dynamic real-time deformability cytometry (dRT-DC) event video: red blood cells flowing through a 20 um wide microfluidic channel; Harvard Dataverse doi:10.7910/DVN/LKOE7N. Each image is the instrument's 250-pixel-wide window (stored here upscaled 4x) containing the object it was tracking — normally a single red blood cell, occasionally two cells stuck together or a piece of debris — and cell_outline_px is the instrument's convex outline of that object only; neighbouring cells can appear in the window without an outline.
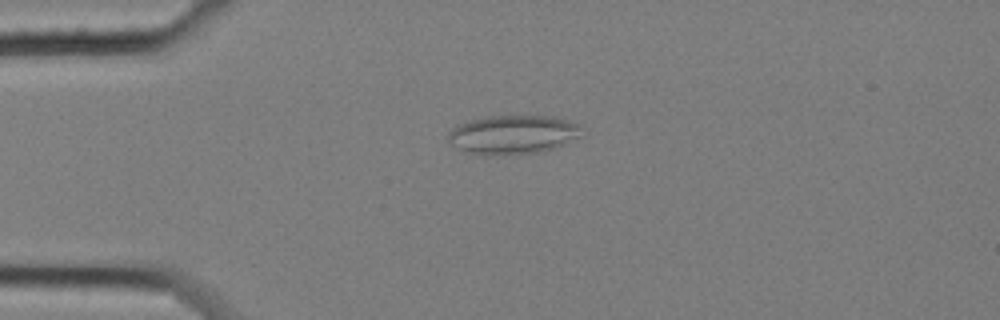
{"species": "common noctule bat (a hibernating species)", "species_latin": "Nyctalus noctula", "temperature_condition": "cold", "stored_images_in_passage": 58, "camera_frame_rate_fps": 3000, "um_per_image_px": 0.085, "animal": {"sex": "female", "body_mass_g": 25.1}, "frame": {"image": 1, "passage_image": 14, "time_ms": 4.333, "image_size_px": [1000, 320], "cell_outline_px": [[580, 124], [576, 136], [564, 144], [556, 148], [536, 152], [484, 156], [468, 152], [448, 144], [448, 132], [452, 128], [460, 124], [484, 116], [556, 116]], "centroid_in_image_um": [43.53, 11.44], "position_along_channel_um": 41.5, "area_um2": 30.06}}
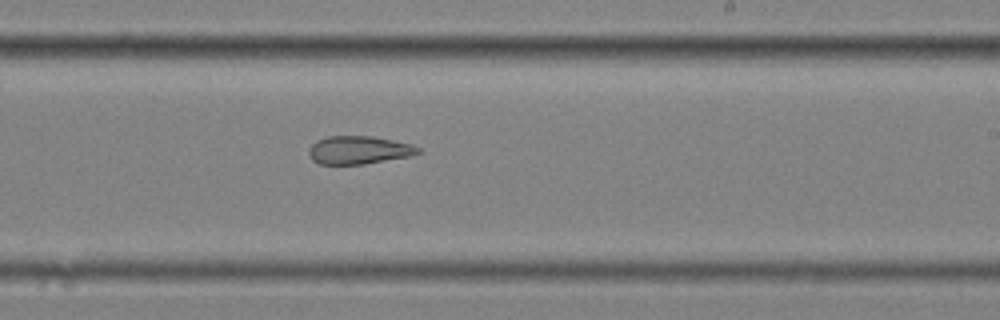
{"frame": {"image": 2, "passage_image": 35, "time_ms": 11.333, "image_size_px": [1000, 320], "cell_outline_px": [[420, 152], [408, 156], [364, 164], [320, 164], [312, 160], [308, 152], [308, 148], [316, 140], [328, 136], [372, 136], [412, 144], [420, 148]], "centroid_in_image_um": [30.46, 12.75], "position_along_channel_um": 258.5, "area_um2": 17.8}}
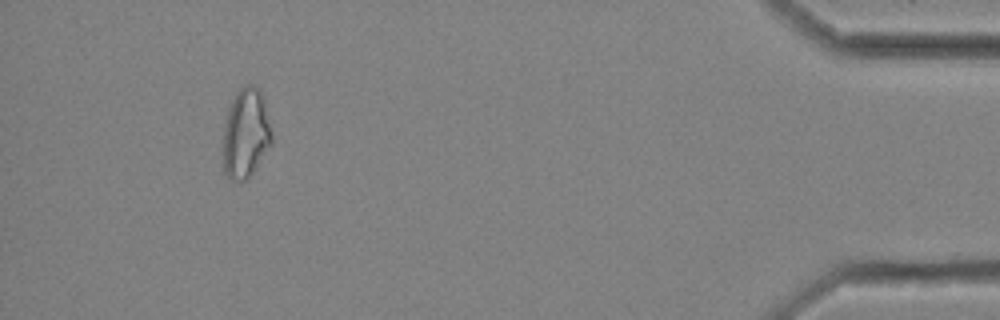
{"frame": {"image": 3, "passage_image": 54, "time_ms": 17.667, "image_size_px": [1000, 320], "cell_outline_px": [[272, 144], [252, 172], [244, 180], [232, 180], [224, 172], [224, 128], [228, 108], [236, 92], [240, 88], [248, 84], [256, 84], [260, 88], [264, 96], [272, 136]], "centroid_in_image_um": [20.91, 11.27], "position_along_channel_um": 414.3, "area_um2": 25.32}, "authors_computed_cell_mechanics": {"area_um2": 23.0911, "velocity_mm_per_s": 3.459, "shape_relaxation_time_tau1_ms": null, "shape_relaxation_time_tau2_ms": 3.4353, "deformation_change_tau1": null, "deformation_change_tau2": 0.1227}}